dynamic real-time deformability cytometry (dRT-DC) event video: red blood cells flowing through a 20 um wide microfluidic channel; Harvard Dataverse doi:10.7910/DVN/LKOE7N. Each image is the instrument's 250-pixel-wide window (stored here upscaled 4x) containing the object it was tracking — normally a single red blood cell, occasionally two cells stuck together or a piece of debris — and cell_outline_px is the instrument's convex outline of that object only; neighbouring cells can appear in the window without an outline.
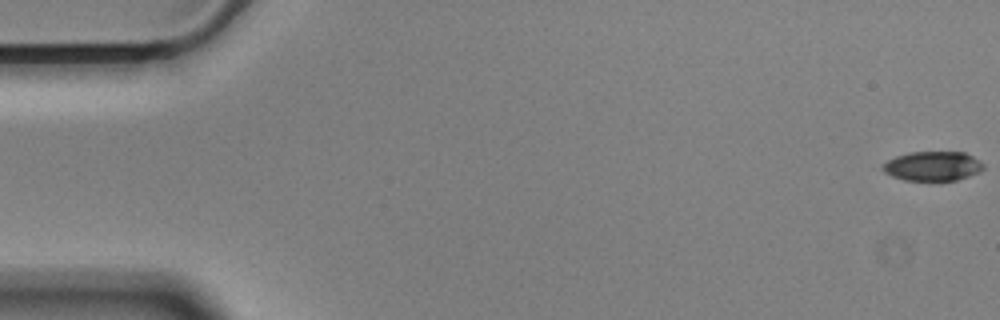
{"species": "Egyptian fruit bat (a non-hibernating species)", "species_latin": "Rousettus aegyptiacus", "temperature_condition": "cold", "stored_images_in_passage": 15, "camera_frame_rate_fps": 3000, "um_per_image_px": 0.085, "animal": {"sex": "male"}, "frame": {"image": 1, "passage_image": 1, "time_ms": 0.0, "image_size_px": [1000, 320], "cell_outline_px": [[984, 168], [980, 172], [956, 180], [940, 184], [904, 180], [892, 176], [884, 172], [880, 168], [888, 160], [896, 156], [908, 152], [964, 152], [972, 156], [984, 164]], "centroid_in_image_um": [79.27, 14.17], "position_along_channel_um": 5.7, "area_um2": 17.98}}
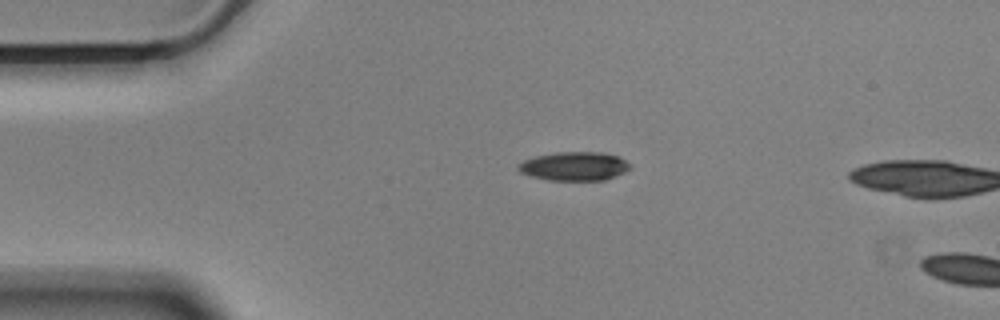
{"frame": {"image": 2, "passage_image": 13, "time_ms": 4.0, "image_size_px": [1000, 320], "cell_outline_px": [[632, 168], [624, 172], [604, 180], [548, 180], [532, 176], [520, 172], [516, 168], [516, 164], [524, 160], [536, 156], [556, 152], [604, 152], [620, 156], [632, 164]], "centroid_in_image_um": [48.84, 14.12], "position_along_channel_um": 36.2, "area_um2": 18.96}}